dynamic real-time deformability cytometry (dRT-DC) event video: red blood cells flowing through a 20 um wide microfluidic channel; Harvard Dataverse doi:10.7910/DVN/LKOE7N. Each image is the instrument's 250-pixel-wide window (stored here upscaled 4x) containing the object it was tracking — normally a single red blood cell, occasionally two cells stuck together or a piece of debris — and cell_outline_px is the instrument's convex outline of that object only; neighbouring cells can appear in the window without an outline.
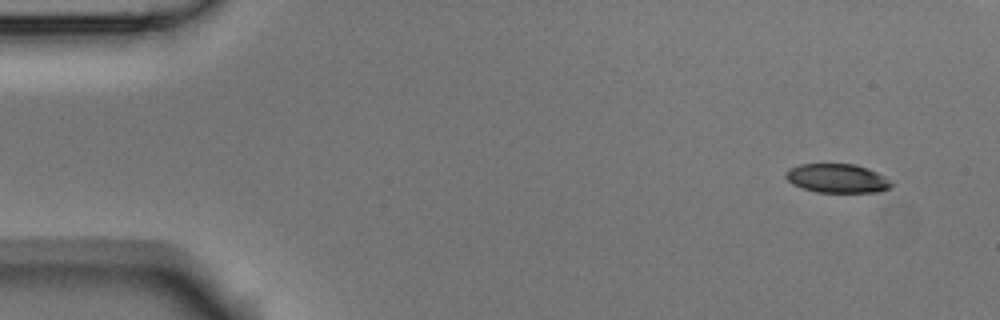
{"species": "Egyptian fruit bat (a non-hibernating species)", "species_latin": "Rousettus aegyptiacus", "temperature_condition": "room temperature", "stored_images_in_passage": 5, "segment_of_instrument_passage": [1, 2], "camera_frame_rate_fps": 3000, "um_per_image_px": 0.085, "animal": {"sex": "male"}, "frame": {"image": 1, "passage_image": 1, "time_ms": 0.0, "image_size_px": [1000, 320], "cell_outline_px": [[896, 184], [892, 188], [880, 192], [816, 192], [792, 184], [784, 176], [784, 172], [788, 168], [800, 164], [856, 164], [868, 168], [884, 176]], "centroid_in_image_um": [71.19, 15.16], "position_along_channel_um": 13.8, "area_um2": 18.09}}